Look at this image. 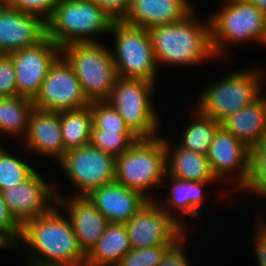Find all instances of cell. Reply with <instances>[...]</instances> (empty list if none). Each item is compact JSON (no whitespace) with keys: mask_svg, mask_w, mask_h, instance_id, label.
<instances>
[{"mask_svg":"<svg viewBox=\"0 0 266 266\" xmlns=\"http://www.w3.org/2000/svg\"><path fill=\"white\" fill-rule=\"evenodd\" d=\"M57 194V206L67 214L80 248L87 254L105 232L109 223L87 196L65 197Z\"/></svg>","mask_w":266,"mask_h":266,"instance_id":"e0dca14e","label":"cell"},{"mask_svg":"<svg viewBox=\"0 0 266 266\" xmlns=\"http://www.w3.org/2000/svg\"><path fill=\"white\" fill-rule=\"evenodd\" d=\"M33 103L35 108L54 112L76 110L90 105L72 66L62 55L49 68Z\"/></svg>","mask_w":266,"mask_h":266,"instance_id":"7c38bea8","label":"cell"},{"mask_svg":"<svg viewBox=\"0 0 266 266\" xmlns=\"http://www.w3.org/2000/svg\"><path fill=\"white\" fill-rule=\"evenodd\" d=\"M171 246H153L144 249H132L116 266H157L165 252Z\"/></svg>","mask_w":266,"mask_h":266,"instance_id":"4dcf8cb0","label":"cell"},{"mask_svg":"<svg viewBox=\"0 0 266 266\" xmlns=\"http://www.w3.org/2000/svg\"><path fill=\"white\" fill-rule=\"evenodd\" d=\"M196 15L194 9L182 21L148 29L158 67L166 63L169 66H195L216 58L211 44L210 22L201 21Z\"/></svg>","mask_w":266,"mask_h":266,"instance_id":"7a4b0ae2","label":"cell"},{"mask_svg":"<svg viewBox=\"0 0 266 266\" xmlns=\"http://www.w3.org/2000/svg\"><path fill=\"white\" fill-rule=\"evenodd\" d=\"M166 168L165 138H139L115 159V181L141 193L148 200H156L148 191L161 188Z\"/></svg>","mask_w":266,"mask_h":266,"instance_id":"8992f818","label":"cell"},{"mask_svg":"<svg viewBox=\"0 0 266 266\" xmlns=\"http://www.w3.org/2000/svg\"><path fill=\"white\" fill-rule=\"evenodd\" d=\"M46 182L48 181L35 170L19 185L0 191L11 216L21 227L57 205V185Z\"/></svg>","mask_w":266,"mask_h":266,"instance_id":"5bb4252c","label":"cell"},{"mask_svg":"<svg viewBox=\"0 0 266 266\" xmlns=\"http://www.w3.org/2000/svg\"><path fill=\"white\" fill-rule=\"evenodd\" d=\"M47 36L46 22L0 0V54L34 46Z\"/></svg>","mask_w":266,"mask_h":266,"instance_id":"2e32d148","label":"cell"},{"mask_svg":"<svg viewBox=\"0 0 266 266\" xmlns=\"http://www.w3.org/2000/svg\"><path fill=\"white\" fill-rule=\"evenodd\" d=\"M138 139L131 130H104L92 125L91 144L115 158L127 151Z\"/></svg>","mask_w":266,"mask_h":266,"instance_id":"83f0119b","label":"cell"},{"mask_svg":"<svg viewBox=\"0 0 266 266\" xmlns=\"http://www.w3.org/2000/svg\"><path fill=\"white\" fill-rule=\"evenodd\" d=\"M185 233L179 240H177L163 255L161 262L157 266H190L189 259L187 258L186 250L183 249L185 245Z\"/></svg>","mask_w":266,"mask_h":266,"instance_id":"e575fe53","label":"cell"},{"mask_svg":"<svg viewBox=\"0 0 266 266\" xmlns=\"http://www.w3.org/2000/svg\"><path fill=\"white\" fill-rule=\"evenodd\" d=\"M61 55L72 66L89 102L106 101L117 79L111 49L105 43H71Z\"/></svg>","mask_w":266,"mask_h":266,"instance_id":"ba28073f","label":"cell"},{"mask_svg":"<svg viewBox=\"0 0 266 266\" xmlns=\"http://www.w3.org/2000/svg\"><path fill=\"white\" fill-rule=\"evenodd\" d=\"M115 21L123 20L128 13L131 0H92Z\"/></svg>","mask_w":266,"mask_h":266,"instance_id":"8d00e7d4","label":"cell"},{"mask_svg":"<svg viewBox=\"0 0 266 266\" xmlns=\"http://www.w3.org/2000/svg\"><path fill=\"white\" fill-rule=\"evenodd\" d=\"M21 237V226L11 216L0 193V238L11 248L16 247Z\"/></svg>","mask_w":266,"mask_h":266,"instance_id":"d6a6232c","label":"cell"},{"mask_svg":"<svg viewBox=\"0 0 266 266\" xmlns=\"http://www.w3.org/2000/svg\"><path fill=\"white\" fill-rule=\"evenodd\" d=\"M109 35H114L115 39L111 54L117 76L155 83L159 67L148 29L120 20L112 23Z\"/></svg>","mask_w":266,"mask_h":266,"instance_id":"30bf717a","label":"cell"},{"mask_svg":"<svg viewBox=\"0 0 266 266\" xmlns=\"http://www.w3.org/2000/svg\"><path fill=\"white\" fill-rule=\"evenodd\" d=\"M0 145V191L26 180L35 169Z\"/></svg>","mask_w":266,"mask_h":266,"instance_id":"f1b7e54d","label":"cell"},{"mask_svg":"<svg viewBox=\"0 0 266 266\" xmlns=\"http://www.w3.org/2000/svg\"><path fill=\"white\" fill-rule=\"evenodd\" d=\"M193 108L195 118L185 126L183 137L177 144L181 148L207 156L214 134L221 123L202 114L196 107Z\"/></svg>","mask_w":266,"mask_h":266,"instance_id":"4316f807","label":"cell"},{"mask_svg":"<svg viewBox=\"0 0 266 266\" xmlns=\"http://www.w3.org/2000/svg\"><path fill=\"white\" fill-rule=\"evenodd\" d=\"M167 174L173 178L195 182H219L207 156L172 144L165 137Z\"/></svg>","mask_w":266,"mask_h":266,"instance_id":"603a6c76","label":"cell"},{"mask_svg":"<svg viewBox=\"0 0 266 266\" xmlns=\"http://www.w3.org/2000/svg\"><path fill=\"white\" fill-rule=\"evenodd\" d=\"M258 219L257 222H259L255 225V229H253L255 234L253 235L254 237L252 236V248H254L258 266H266V221L263 218Z\"/></svg>","mask_w":266,"mask_h":266,"instance_id":"d590c367","label":"cell"},{"mask_svg":"<svg viewBox=\"0 0 266 266\" xmlns=\"http://www.w3.org/2000/svg\"><path fill=\"white\" fill-rule=\"evenodd\" d=\"M264 70L266 69L262 66L229 72L218 78V81L210 83L208 88L206 86L193 106L202 114L221 123L261 96L266 74Z\"/></svg>","mask_w":266,"mask_h":266,"instance_id":"277c9868","label":"cell"},{"mask_svg":"<svg viewBox=\"0 0 266 266\" xmlns=\"http://www.w3.org/2000/svg\"><path fill=\"white\" fill-rule=\"evenodd\" d=\"M24 150L41 156L54 158L58 163L65 155L60 129V112L33 109L29 117Z\"/></svg>","mask_w":266,"mask_h":266,"instance_id":"ac0fdd59","label":"cell"},{"mask_svg":"<svg viewBox=\"0 0 266 266\" xmlns=\"http://www.w3.org/2000/svg\"><path fill=\"white\" fill-rule=\"evenodd\" d=\"M93 124L104 130H130L119 113L106 101L90 102Z\"/></svg>","mask_w":266,"mask_h":266,"instance_id":"f546056e","label":"cell"},{"mask_svg":"<svg viewBox=\"0 0 266 266\" xmlns=\"http://www.w3.org/2000/svg\"><path fill=\"white\" fill-rule=\"evenodd\" d=\"M15 68L19 96L34 100L61 48L48 36L34 46L9 53Z\"/></svg>","mask_w":266,"mask_h":266,"instance_id":"9a60e30c","label":"cell"},{"mask_svg":"<svg viewBox=\"0 0 266 266\" xmlns=\"http://www.w3.org/2000/svg\"><path fill=\"white\" fill-rule=\"evenodd\" d=\"M125 226L132 249L172 246L185 234L161 207L159 198L147 200Z\"/></svg>","mask_w":266,"mask_h":266,"instance_id":"4fadbf2b","label":"cell"},{"mask_svg":"<svg viewBox=\"0 0 266 266\" xmlns=\"http://www.w3.org/2000/svg\"><path fill=\"white\" fill-rule=\"evenodd\" d=\"M223 6L210 22L211 44L216 58L224 57L229 45L258 42L266 38V16L249 0H222ZM225 45V46H224Z\"/></svg>","mask_w":266,"mask_h":266,"instance_id":"52a82bcc","label":"cell"},{"mask_svg":"<svg viewBox=\"0 0 266 266\" xmlns=\"http://www.w3.org/2000/svg\"><path fill=\"white\" fill-rule=\"evenodd\" d=\"M131 245L123 223H108L102 237L86 254L91 266H116L129 251Z\"/></svg>","mask_w":266,"mask_h":266,"instance_id":"cb8c5ba5","label":"cell"},{"mask_svg":"<svg viewBox=\"0 0 266 266\" xmlns=\"http://www.w3.org/2000/svg\"><path fill=\"white\" fill-rule=\"evenodd\" d=\"M7 6L34 14L47 22L54 13L58 0H2Z\"/></svg>","mask_w":266,"mask_h":266,"instance_id":"1f68e13d","label":"cell"},{"mask_svg":"<svg viewBox=\"0 0 266 266\" xmlns=\"http://www.w3.org/2000/svg\"><path fill=\"white\" fill-rule=\"evenodd\" d=\"M18 96L14 64L9 54H0V97Z\"/></svg>","mask_w":266,"mask_h":266,"instance_id":"836d02e7","label":"cell"},{"mask_svg":"<svg viewBox=\"0 0 266 266\" xmlns=\"http://www.w3.org/2000/svg\"><path fill=\"white\" fill-rule=\"evenodd\" d=\"M207 158L214 176L220 183L223 180L225 184L228 181V184L235 182L230 184L232 187L229 188L230 191L225 189L224 192L219 191L221 192L219 196L222 199L224 196L227 197L226 195L231 196L230 194L233 192L236 194L238 189L253 195L259 194L266 163L245 143L222 126L214 134Z\"/></svg>","mask_w":266,"mask_h":266,"instance_id":"3957f363","label":"cell"},{"mask_svg":"<svg viewBox=\"0 0 266 266\" xmlns=\"http://www.w3.org/2000/svg\"><path fill=\"white\" fill-rule=\"evenodd\" d=\"M190 0H131L124 23L150 29L182 21L196 7Z\"/></svg>","mask_w":266,"mask_h":266,"instance_id":"44dd1931","label":"cell"},{"mask_svg":"<svg viewBox=\"0 0 266 266\" xmlns=\"http://www.w3.org/2000/svg\"><path fill=\"white\" fill-rule=\"evenodd\" d=\"M258 196L259 197L263 196L266 199V164H265L264 171H263L262 186H261Z\"/></svg>","mask_w":266,"mask_h":266,"instance_id":"74e56055","label":"cell"},{"mask_svg":"<svg viewBox=\"0 0 266 266\" xmlns=\"http://www.w3.org/2000/svg\"><path fill=\"white\" fill-rule=\"evenodd\" d=\"M56 205L51 211L27 221L18 243L29 255L27 266L65 265L85 262L72 225Z\"/></svg>","mask_w":266,"mask_h":266,"instance_id":"6da1fadb","label":"cell"},{"mask_svg":"<svg viewBox=\"0 0 266 266\" xmlns=\"http://www.w3.org/2000/svg\"><path fill=\"white\" fill-rule=\"evenodd\" d=\"M221 126L266 163V97L261 95L252 104L228 116Z\"/></svg>","mask_w":266,"mask_h":266,"instance_id":"d6986e66","label":"cell"},{"mask_svg":"<svg viewBox=\"0 0 266 266\" xmlns=\"http://www.w3.org/2000/svg\"><path fill=\"white\" fill-rule=\"evenodd\" d=\"M165 177H167L168 180L170 179V185H167V183L165 185L164 179V185L162 186L165 188L169 187L170 191H168V197L164 201L166 203L159 202V204L167 213V215L175 220V222L178 223L187 232V222H184V219L182 218L183 215L184 217L188 216L189 218H191V220L192 218H198L197 216H200V206L203 205L202 201H204V198H207V196H204L203 194L206 190L203 187H206V185H210L212 183L215 184V182H195L179 180L169 176L167 173Z\"/></svg>","mask_w":266,"mask_h":266,"instance_id":"7402d4cb","label":"cell"},{"mask_svg":"<svg viewBox=\"0 0 266 266\" xmlns=\"http://www.w3.org/2000/svg\"><path fill=\"white\" fill-rule=\"evenodd\" d=\"M115 157L91 143L69 150L57 163L75 188L73 196H87L93 189L115 181Z\"/></svg>","mask_w":266,"mask_h":266,"instance_id":"8fae6325","label":"cell"},{"mask_svg":"<svg viewBox=\"0 0 266 266\" xmlns=\"http://www.w3.org/2000/svg\"><path fill=\"white\" fill-rule=\"evenodd\" d=\"M34 109L32 99L23 96L0 97V134L26 136L29 117Z\"/></svg>","mask_w":266,"mask_h":266,"instance_id":"484cf974","label":"cell"},{"mask_svg":"<svg viewBox=\"0 0 266 266\" xmlns=\"http://www.w3.org/2000/svg\"><path fill=\"white\" fill-rule=\"evenodd\" d=\"M9 249V246L0 238V249Z\"/></svg>","mask_w":266,"mask_h":266,"instance_id":"ab89813d","label":"cell"},{"mask_svg":"<svg viewBox=\"0 0 266 266\" xmlns=\"http://www.w3.org/2000/svg\"><path fill=\"white\" fill-rule=\"evenodd\" d=\"M155 86L156 83L143 79L117 77L106 100L138 138L160 136L159 114L152 105Z\"/></svg>","mask_w":266,"mask_h":266,"instance_id":"9c48e42d","label":"cell"},{"mask_svg":"<svg viewBox=\"0 0 266 266\" xmlns=\"http://www.w3.org/2000/svg\"><path fill=\"white\" fill-rule=\"evenodd\" d=\"M92 125L90 106L60 112V129L65 153L91 143Z\"/></svg>","mask_w":266,"mask_h":266,"instance_id":"d4e9b609","label":"cell"},{"mask_svg":"<svg viewBox=\"0 0 266 266\" xmlns=\"http://www.w3.org/2000/svg\"><path fill=\"white\" fill-rule=\"evenodd\" d=\"M114 21L92 0H58L46 22L47 36L60 48L71 43L100 42L97 36L109 34Z\"/></svg>","mask_w":266,"mask_h":266,"instance_id":"5b68a950","label":"cell"},{"mask_svg":"<svg viewBox=\"0 0 266 266\" xmlns=\"http://www.w3.org/2000/svg\"><path fill=\"white\" fill-rule=\"evenodd\" d=\"M88 199L110 223H127L148 200L141 193L114 181L93 189Z\"/></svg>","mask_w":266,"mask_h":266,"instance_id":"ffe728a7","label":"cell"},{"mask_svg":"<svg viewBox=\"0 0 266 266\" xmlns=\"http://www.w3.org/2000/svg\"><path fill=\"white\" fill-rule=\"evenodd\" d=\"M254 3L258 9L266 16V0H249Z\"/></svg>","mask_w":266,"mask_h":266,"instance_id":"f35d334b","label":"cell"}]
</instances>
